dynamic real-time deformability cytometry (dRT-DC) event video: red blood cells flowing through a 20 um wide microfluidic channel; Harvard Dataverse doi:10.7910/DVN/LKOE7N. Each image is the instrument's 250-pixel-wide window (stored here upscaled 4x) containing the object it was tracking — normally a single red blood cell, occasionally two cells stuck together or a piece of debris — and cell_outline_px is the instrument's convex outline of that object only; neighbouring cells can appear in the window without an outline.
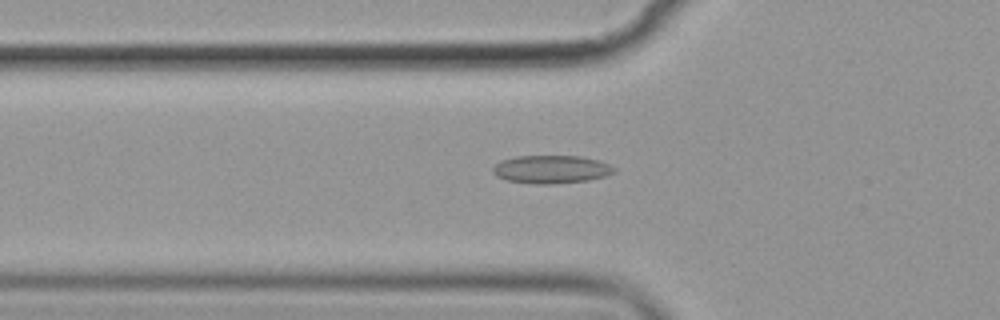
{"species": "common noctule bat (a hibernating species)", "species_latin": "Nyctalus noctula", "temperature_condition": "cold", "stored_images_in_passage": 49, "camera_frame_rate_fps": 3000, "um_per_image_px": 0.085, "animal": {"sex": "female", "body_mass_g": 19.9}, "frame": {"image": 1, "passage_image": 12, "time_ms": 3.667, "image_size_px": [1000, 320], "cell_outline_px": [[616, 172], [604, 176], [588, 180], [552, 184], [536, 184], [508, 180], [496, 176], [492, 172], [492, 168], [500, 160], [516, 156], [580, 156], [596, 160], [608, 164], [616, 168]], "centroid_in_image_um": [46.83, 14.39], "position_along_channel_um": 79.0, "area_um2": 19.77}}
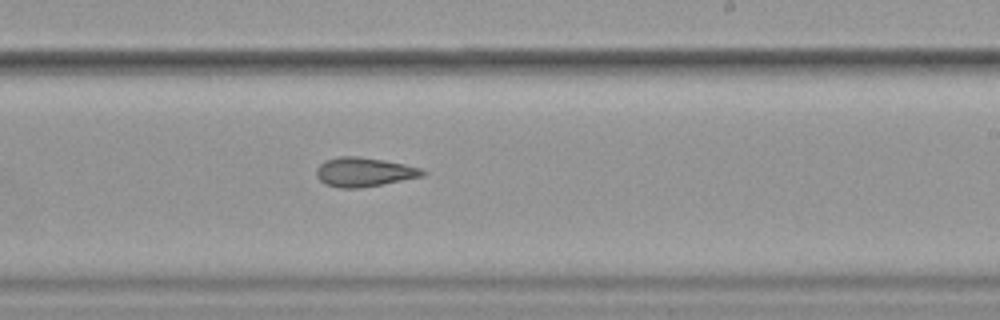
{"frame": {"image": 2, "passage_image": 27, "time_ms": 8.667, "image_size_px": [1000, 320], "cell_outline_px": [[428, 172], [424, 176], [384, 184], [360, 188], [340, 188], [324, 184], [316, 176], [316, 168], [324, 160], [340, 156], [356, 156], [384, 160], [404, 164], [420, 168]], "centroid_in_image_um": [30.93, 14.63], "position_along_channel_um": 258.1, "area_um2": 18.21}}
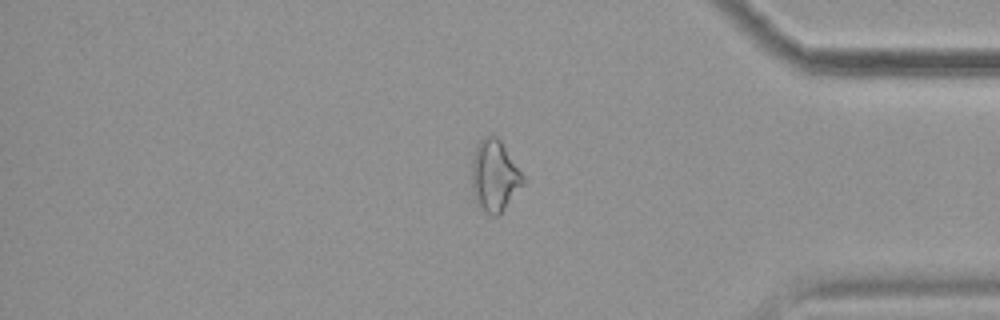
{"frame": {"image": 3, "passage_image": 40, "time_ms": 13.0, "image_size_px": [1000, 320], "cell_outline_px": [[524, 184], [504, 208], [496, 216], [492, 216], [480, 212], [476, 204], [472, 192], [472, 160], [476, 144], [484, 136], [496, 136], [500, 140], [524, 176]], "centroid_in_image_um": [42.0, 14.98], "position_along_channel_um": 393.2, "area_um2": 21.44}, "authors_computed_cell_mechanics": {"area_um2": 18.9006, "velocity_mm_per_s": 3.574, "shape_relaxation_time_tau1_ms": null, "shape_relaxation_time_tau2_ms": 4.4017, "deformation_change_tau1": null, "deformation_change_tau2": 0.1311}}